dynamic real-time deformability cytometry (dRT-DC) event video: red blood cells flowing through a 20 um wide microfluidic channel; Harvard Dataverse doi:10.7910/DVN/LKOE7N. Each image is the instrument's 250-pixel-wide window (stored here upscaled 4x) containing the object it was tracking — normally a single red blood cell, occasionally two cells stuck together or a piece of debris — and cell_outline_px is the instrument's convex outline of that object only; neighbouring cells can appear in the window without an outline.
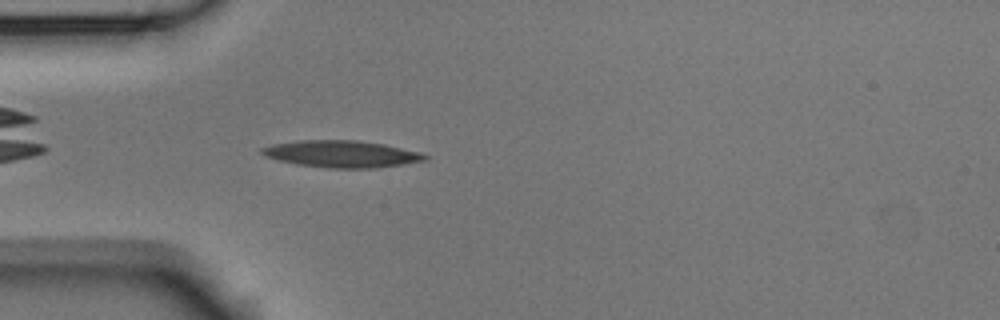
{"species": "Egyptian fruit bat (a non-hibernating species)", "species_latin": "Rousettus aegyptiacus", "temperature_condition": "room temperature", "stored_images_in_passage": 4, "camera_frame_rate_fps": 3000, "um_per_image_px": 0.085, "animal": {"sex": "male"}, "frame": {"image": 1, "passage_image": 4, "time_ms": 1.0, "image_size_px": [1000, 320], "cell_outline_px": [[428, 160], [372, 168], [328, 168], [296, 164], [264, 156], [260, 152], [260, 148], [272, 144], [296, 140], [360, 140], [384, 144], [420, 152], [428, 156]], "centroid_in_image_um": [29.0, 13.07], "position_along_channel_um": 56.0, "area_um2": 25.55}}